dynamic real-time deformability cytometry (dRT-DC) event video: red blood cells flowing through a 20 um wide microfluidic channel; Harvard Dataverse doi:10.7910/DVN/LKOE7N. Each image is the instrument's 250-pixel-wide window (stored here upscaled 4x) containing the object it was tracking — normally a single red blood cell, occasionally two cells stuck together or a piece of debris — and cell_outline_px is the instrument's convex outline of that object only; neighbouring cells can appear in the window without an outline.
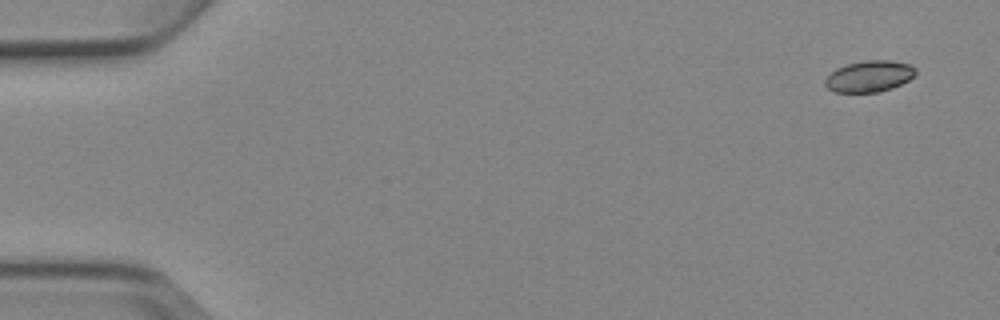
{"species": "Egyptian fruit bat (a non-hibernating species)", "species_latin": "Rousettus aegyptiacus", "temperature_condition": "cold", "stored_images_in_passage": 5, "camera_frame_rate_fps": 3000, "um_per_image_px": 0.085, "animal": {"sex": "female"}, "frame": {"image": 1, "passage_image": 1, "time_ms": 0.0, "image_size_px": [1000, 320], "cell_outline_px": [[916, 72], [908, 80], [892, 88], [880, 92], [836, 92], [828, 88], [824, 84], [824, 80], [836, 68], [848, 64], [864, 60], [892, 60], [912, 64], [916, 68]], "centroid_in_image_um": [73.91, 6.47], "position_along_channel_um": 11.1, "area_um2": 16.53}}
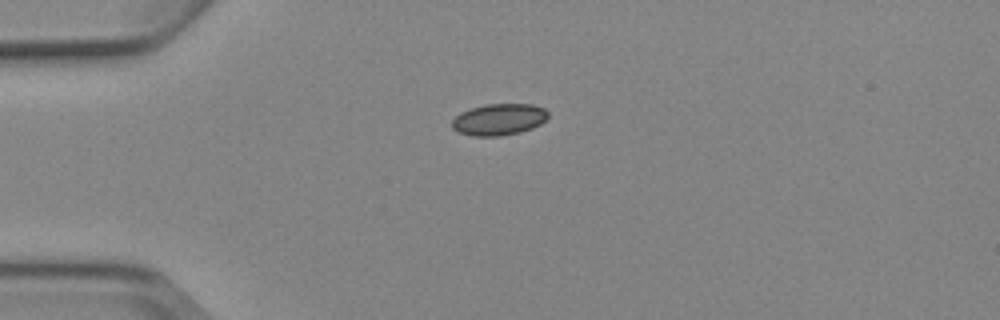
{"frame": {"image": 2, "passage_image": 4, "time_ms": 3.667, "image_size_px": [1000, 320], "cell_outline_px": [[548, 116], [540, 124], [532, 128], [520, 132], [500, 136], [472, 136], [460, 132], [452, 128], [452, 120], [460, 112], [484, 104], [532, 104], [544, 108], [548, 112]], "centroid_in_image_um": [42.4, 10.15], "position_along_channel_um": 42.6, "area_um2": 17.63}}